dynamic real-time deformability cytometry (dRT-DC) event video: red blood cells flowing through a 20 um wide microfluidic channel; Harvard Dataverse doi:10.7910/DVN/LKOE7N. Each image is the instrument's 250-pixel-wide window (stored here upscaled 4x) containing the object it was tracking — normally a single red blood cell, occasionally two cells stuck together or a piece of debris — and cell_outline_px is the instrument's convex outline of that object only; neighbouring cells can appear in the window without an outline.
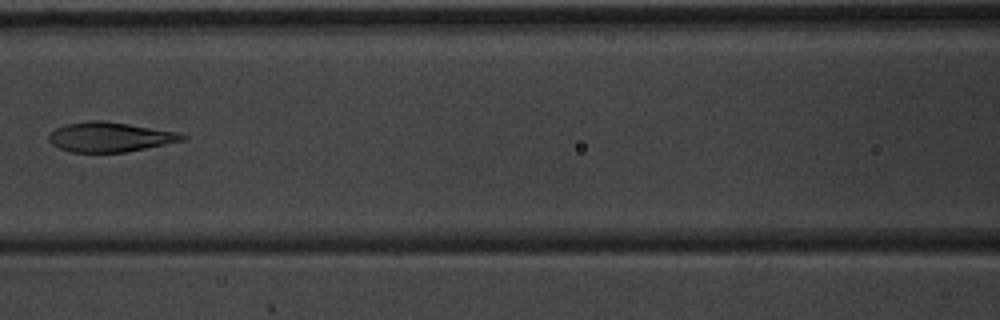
{"species": "common noctule bat (a hibernating species)", "species_latin": "Nyctalus noctula", "temperature_condition": "warm", "stored_images_in_passage": 5, "camera_frame_rate_fps": 3000, "um_per_image_px": 0.085, "animal": {"sex": "male", "body_mass_g": 20.1, "forearm_length_mm": 53.5}, "frame": {"image": 1, "passage_image": 5, "time_ms": 1.333, "image_size_px": [1000, 320], "cell_outline_px": [[188, 136], [184, 140], [124, 152], [72, 152], [60, 148], [52, 144], [48, 140], [48, 136], [56, 128], [64, 124], [88, 120], [104, 120], [176, 132]], "centroid_in_image_um": [9.29, 11.63], "position_along_channel_um": 157.3, "area_um2": 22.83}}